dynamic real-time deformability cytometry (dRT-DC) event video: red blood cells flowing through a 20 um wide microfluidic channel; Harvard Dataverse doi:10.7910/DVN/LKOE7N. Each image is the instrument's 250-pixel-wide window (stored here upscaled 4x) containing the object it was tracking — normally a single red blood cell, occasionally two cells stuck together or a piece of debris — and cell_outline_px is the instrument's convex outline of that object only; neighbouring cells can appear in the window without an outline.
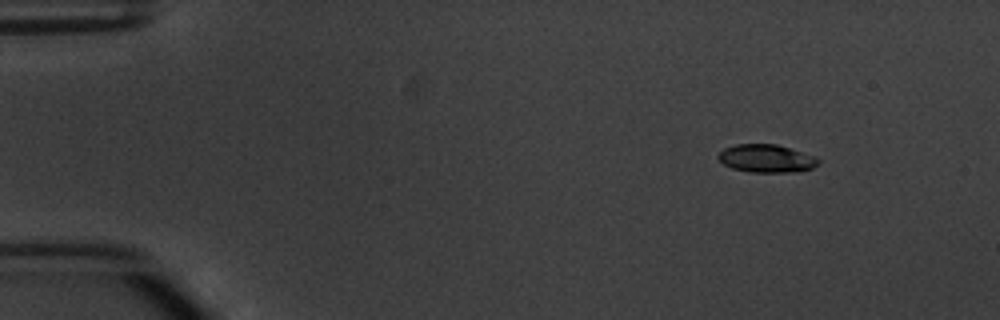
{"species": "common noctule bat (a hibernating species)", "species_latin": "Nyctalus noctula", "temperature_condition": "warm", "stored_images_in_passage": 4, "camera_frame_rate_fps": 3000, "um_per_image_px": 0.085, "animal": {"sex": "male", "body_mass_g": 20.1, "forearm_length_mm": 53.5}, "frame": {"image": 1, "passage_image": 1, "time_ms": 0.0, "image_size_px": [1000, 320], "cell_outline_px": [[820, 164], [812, 168], [800, 172], [748, 172], [732, 168], [724, 164], [716, 156], [724, 148], [736, 144], [776, 144], [812, 156], [820, 160]], "centroid_in_image_um": [65.13, 13.48], "position_along_channel_um": 19.9, "area_um2": 16.24}}
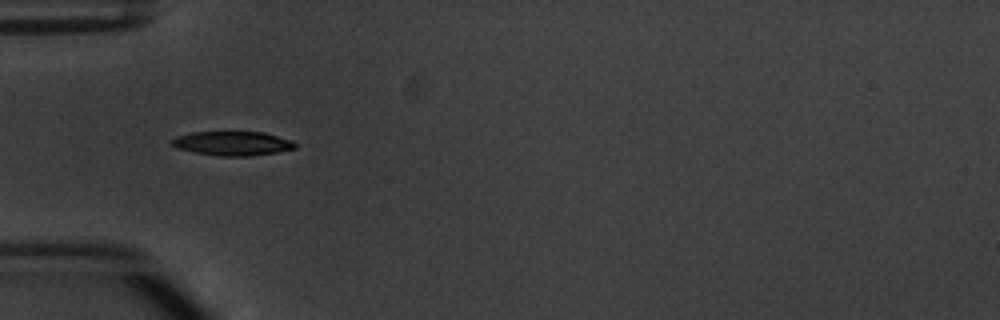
{"frame": {"image": 2, "passage_image": 4, "time_ms": 3.667, "image_size_px": [1000, 320], "cell_outline_px": [[296, 148], [276, 152], [252, 156], [216, 156], [176, 148], [168, 140], [176, 136], [192, 132], [264, 132], [292, 140], [296, 144]], "centroid_in_image_um": [19.74, 12.19], "position_along_channel_um": 65.3, "area_um2": 17.46}}